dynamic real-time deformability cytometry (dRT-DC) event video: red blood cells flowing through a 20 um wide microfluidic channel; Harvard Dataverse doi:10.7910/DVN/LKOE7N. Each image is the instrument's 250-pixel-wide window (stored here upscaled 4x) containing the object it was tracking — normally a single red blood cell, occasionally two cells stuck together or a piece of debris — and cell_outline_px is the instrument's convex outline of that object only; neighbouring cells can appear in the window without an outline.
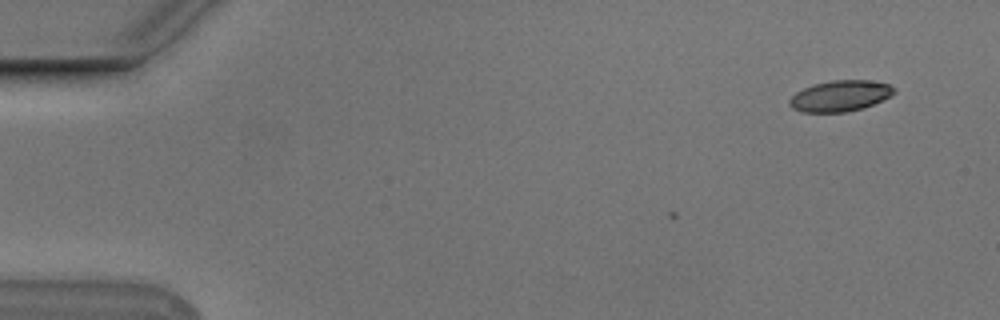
{"species": "Egyptian fruit bat (a non-hibernating species)", "species_latin": "Rousettus aegyptiacus", "temperature_condition": "cold", "stored_images_in_passage": 3, "camera_frame_rate_fps": 3000, "um_per_image_px": 0.085, "animal": {"sex": "male"}, "frame": {"image": 1, "passage_image": 3, "time_ms": 0.667, "image_size_px": [1000, 320], "cell_outline_px": [[896, 92], [864, 108], [844, 112], [804, 112], [792, 108], [788, 104], [788, 100], [796, 92], [812, 84], [832, 80], [868, 80], [888, 84], [896, 88]], "centroid_in_image_um": [71.38, 8.15], "position_along_channel_um": 13.6, "area_um2": 18.79}}